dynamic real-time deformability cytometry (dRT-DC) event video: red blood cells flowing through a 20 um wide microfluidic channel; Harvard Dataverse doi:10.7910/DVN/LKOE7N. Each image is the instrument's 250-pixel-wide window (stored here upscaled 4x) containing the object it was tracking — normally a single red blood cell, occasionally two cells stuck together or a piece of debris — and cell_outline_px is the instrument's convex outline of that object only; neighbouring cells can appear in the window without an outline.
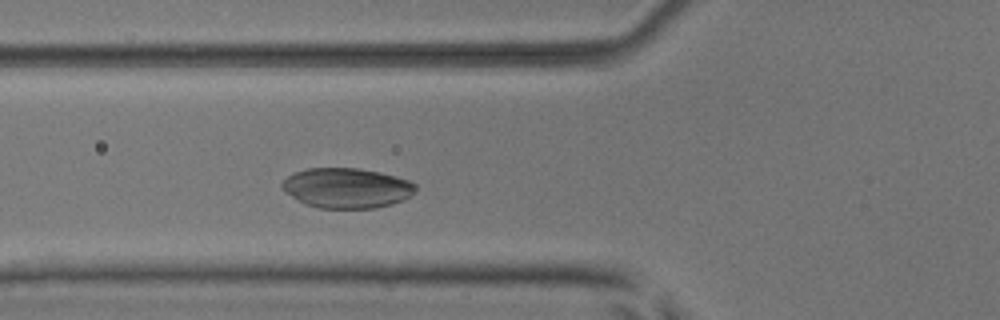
{"species": "common noctule bat (a hibernating species)", "species_latin": "Nyctalus noctula", "temperature_condition": "room temperature", "stored_images_in_passage": 47, "camera_frame_rate_fps": 3000, "um_per_image_px": 0.085, "animal": {"sex": "male", "body_mass_g": 17.9, "forearm_length_mm": 54.2}, "frame": {"image": 1, "passage_image": 14, "time_ms": 4.333, "image_size_px": [1000, 320], "cell_outline_px": [[416, 192], [404, 200], [392, 204], [376, 208], [320, 208], [304, 204], [292, 196], [280, 184], [288, 176], [296, 172], [308, 168], [360, 168], [380, 172], [396, 176], [408, 180], [416, 184]], "centroid_in_image_um": [29.52, 15.98], "position_along_channel_um": 96.3, "area_um2": 31.15}}
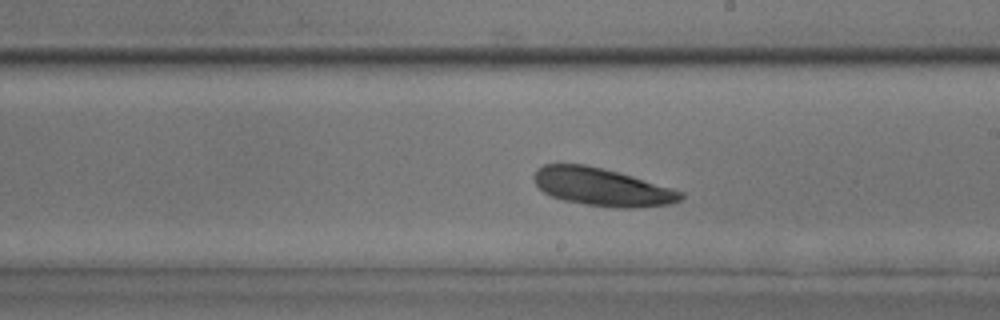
{"frame": {"image": 2, "passage_image": 25, "time_ms": 8.0, "image_size_px": [1000, 320], "cell_outline_px": [[684, 196], [680, 200], [672, 204], [636, 208], [616, 208], [584, 204], [564, 200], [552, 196], [544, 192], [536, 184], [532, 176], [536, 168], [544, 164], [584, 164], [632, 176], [684, 192]], "centroid_in_image_um": [51.16, 15.9], "position_along_channel_um": 237.8, "area_um2": 32.25}}
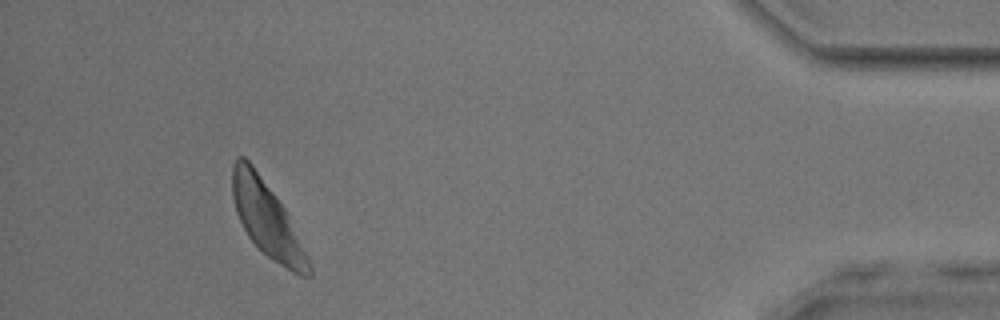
{"frame": {"image": 3, "passage_image": 43, "time_ms": 14.0, "image_size_px": [1000, 320], "cell_outline_px": [[312, 276], [300, 276], [292, 272], [268, 256], [248, 236], [236, 212], [232, 196], [232, 164], [236, 156], [244, 156], [252, 164], [276, 196], [284, 208], [312, 264]], "centroid_in_image_um": [22.68, 18.61], "position_along_channel_um": 412.5, "area_um2": 32.89}}